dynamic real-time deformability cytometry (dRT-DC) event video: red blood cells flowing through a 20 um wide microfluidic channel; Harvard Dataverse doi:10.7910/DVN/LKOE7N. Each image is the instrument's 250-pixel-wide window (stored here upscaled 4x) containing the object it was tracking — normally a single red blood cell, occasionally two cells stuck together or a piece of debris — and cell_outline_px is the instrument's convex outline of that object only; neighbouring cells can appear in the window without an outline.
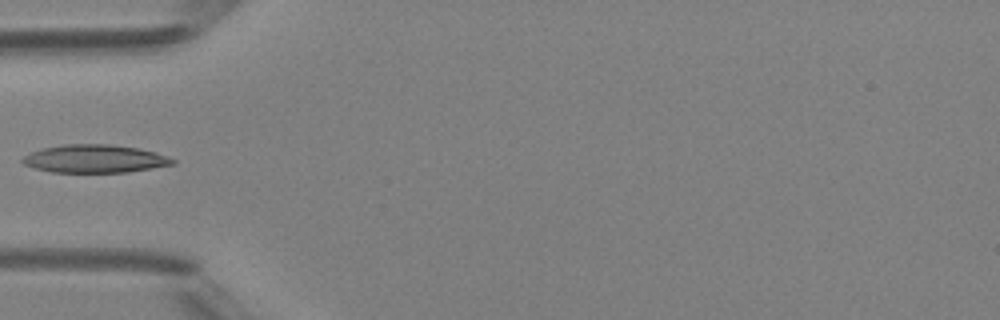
{"species": "Egyptian fruit bat (a non-hibernating species)", "species_latin": "Rousettus aegyptiacus", "temperature_condition": "room temperature", "stored_images_in_passage": 20, "camera_frame_rate_fps": 3000, "um_per_image_px": 0.085, "animal": {"sex": "female"}, "frame": {"image": 1, "passage_image": 1, "time_ms": 0.0, "image_size_px": [1000, 320], "cell_outline_px": [[176, 164], [128, 172], [52, 172], [36, 168], [24, 164], [20, 160], [24, 156], [40, 148], [64, 144], [112, 144], [140, 148], [156, 152], [176, 160]], "centroid_in_image_um": [8.08, 13.48], "position_along_channel_um": 76.9, "area_um2": 24.62}}